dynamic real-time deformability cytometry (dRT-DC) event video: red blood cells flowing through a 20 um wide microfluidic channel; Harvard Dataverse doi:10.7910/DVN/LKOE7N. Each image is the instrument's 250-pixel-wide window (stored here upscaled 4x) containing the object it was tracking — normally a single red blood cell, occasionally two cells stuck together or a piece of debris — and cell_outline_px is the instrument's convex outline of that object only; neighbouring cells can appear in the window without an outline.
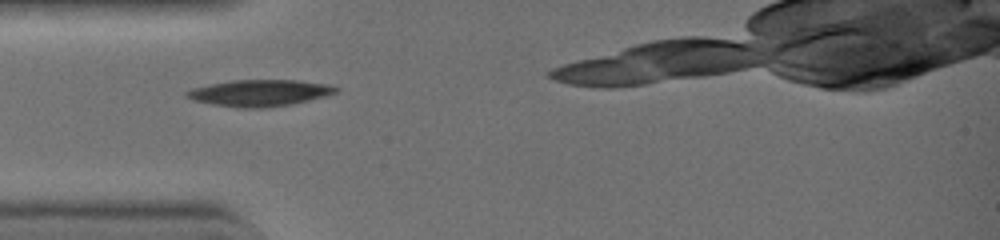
{"species": "common noctule bat (a hibernating species)", "species_latin": "Nyctalus noctula", "temperature_condition": "warm", "stored_images_in_passage": 26, "camera_frame_rate_fps": 3000, "um_per_image_px": 0.085, "animal": {"sex": "female", "body_mass_g": 19.0, "forearm_length_mm": 51.5}, "frame": {"image": 1, "passage_image": 1, "time_ms": 0.0, "image_size_px": [1000, 240], "cell_outline_px": [[340, 88], [336, 92], [324, 96], [308, 100], [288, 104], [256, 108], [244, 108], [216, 104], [196, 100], [184, 96], [184, 92], [192, 88], [208, 84], [232, 80], [300, 80], [332, 84]], "centroid_in_image_um": [22.09, 7.87], "position_along_channel_um": 62.9, "area_um2": 22.77}}
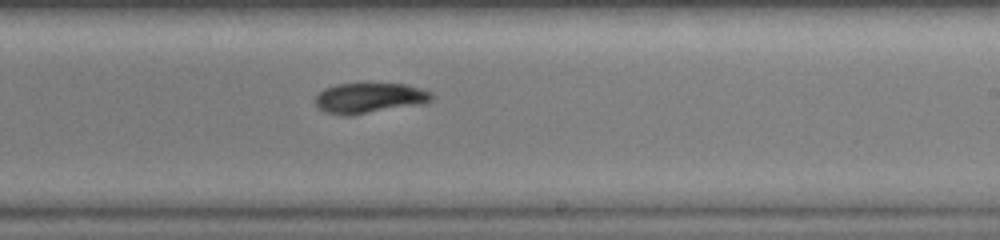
{"frame": {"image": 2, "passage_image": 14, "time_ms": 4.333, "image_size_px": [1000, 240], "cell_outline_px": [[436, 96], [432, 100], [424, 104], [344, 116], [328, 112], [320, 108], [312, 100], [324, 88], [336, 84], [408, 84], [432, 92]], "centroid_in_image_um": [31.45, 8.32], "position_along_channel_um": 257.6, "area_um2": 20.58}}
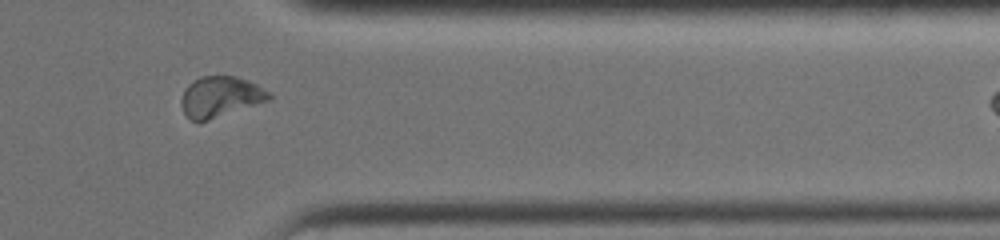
{"frame": {"image": 3, "passage_image": 23, "time_ms": 7.333, "image_size_px": [1000, 240], "cell_outline_px": [[272, 100], [208, 120], [188, 120], [180, 104], [180, 100], [184, 88], [188, 84], [200, 76], [236, 76], [248, 80], [272, 92]], "centroid_in_image_um": [18.75, 8.22], "position_along_channel_um": 392.6, "area_um2": 21.1}}